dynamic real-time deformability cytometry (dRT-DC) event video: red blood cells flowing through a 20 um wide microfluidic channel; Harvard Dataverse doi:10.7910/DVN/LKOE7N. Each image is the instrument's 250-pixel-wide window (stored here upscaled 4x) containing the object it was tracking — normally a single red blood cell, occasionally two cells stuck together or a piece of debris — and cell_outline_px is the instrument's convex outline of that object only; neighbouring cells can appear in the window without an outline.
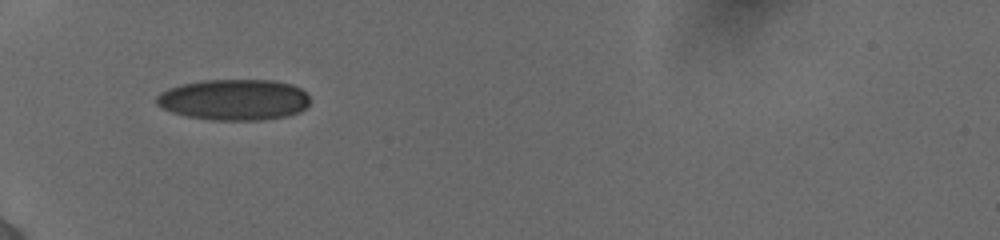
{"species": "human", "species_latin": "Homo sapiens", "temperature_condition": "cold", "stored_images_in_passage": 68, "camera_frame_rate_fps": 3000, "um_per_image_px": 0.085, "donor": {"sex": "female"}, "frame": {"image": 1, "passage_image": 1, "time_ms": 0.0, "image_size_px": [1000, 240], "cell_outline_px": [[308, 104], [300, 112], [288, 116], [260, 120], [212, 120], [188, 116], [172, 112], [160, 108], [156, 104], [156, 96], [160, 92], [168, 88], [180, 84], [204, 80], [272, 80], [292, 84], [300, 88], [308, 96]], "centroid_in_image_um": [19.86, 8.47], "position_along_channel_um": 65.1, "area_um2": 36.82}}
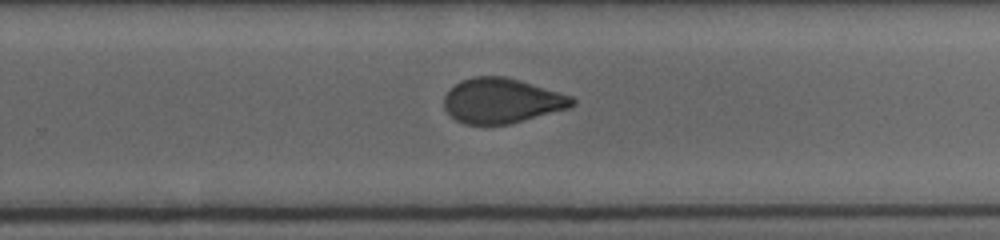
{"frame": {"image": 2, "passage_image": 34, "time_ms": 6.0, "image_size_px": [1000, 240], "cell_outline_px": [[576, 104], [568, 108], [508, 124], [464, 124], [456, 120], [444, 108], [444, 96], [460, 80], [472, 76], [504, 76], [520, 80], [572, 96], [576, 100]], "centroid_in_image_um": [42.64, 8.55], "position_along_channel_um": 287.2, "area_um2": 33.35}}
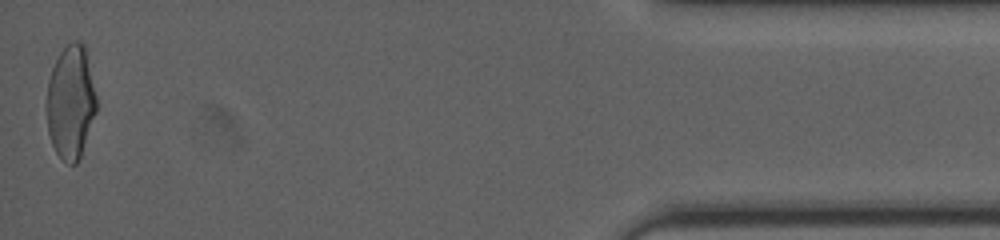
{"frame": {"image": 3, "passage_image": 68, "time_ms": 11.333, "image_size_px": [1000, 240], "cell_outline_px": [[96, 112], [80, 156], [76, 164], [68, 164], [56, 152], [52, 144], [48, 132], [44, 104], [48, 80], [52, 68], [60, 52], [72, 40], [80, 40], [84, 44], [96, 96]], "centroid_in_image_um": [5.97, 8.67], "position_along_channel_um": 429.2, "area_um2": 33.12}, "authors_computed_cell_mechanics": {"area_um2": 34.5066, "velocity_mm_per_s": 3.8903, "shape_relaxation_time_tau1_ms": null, "shape_relaxation_time_tau2_ms": 1.2661, "deformation_change_tau1": null, "deformation_change_tau2": 0.0648}}